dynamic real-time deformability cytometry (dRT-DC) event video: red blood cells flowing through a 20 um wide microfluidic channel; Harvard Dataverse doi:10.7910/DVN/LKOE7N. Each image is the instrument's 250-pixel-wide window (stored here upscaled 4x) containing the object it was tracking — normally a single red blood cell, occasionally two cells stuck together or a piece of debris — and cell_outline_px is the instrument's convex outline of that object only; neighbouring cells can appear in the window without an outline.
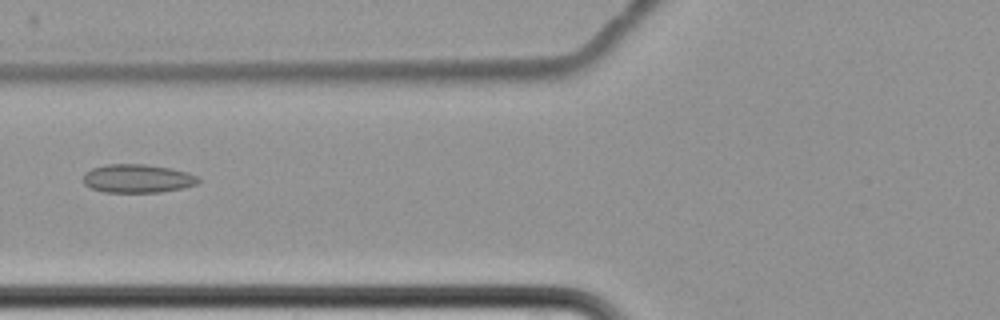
{"species": "common noctule bat (a hibernating species)", "species_latin": "Nyctalus noctula", "temperature_condition": "cold", "stored_images_in_passage": 11, "camera_frame_rate_fps": 3000, "um_per_image_px": 0.085, "animal": {"sex": "female", "body_mass_g": 22.7, "forearm_length_mm": 54.2}, "frame": {"image": 1, "passage_image": 7, "time_ms": 8.333, "image_size_px": [1000, 320], "cell_outline_px": [[200, 180], [196, 184], [184, 188], [160, 192], [104, 192], [92, 188], [84, 184], [84, 172], [92, 168], [108, 164], [144, 164], [172, 168], [188, 172], [200, 176]], "centroid_in_image_um": [11.73, 15.17], "position_along_channel_um": 114.1, "area_um2": 19.25}}
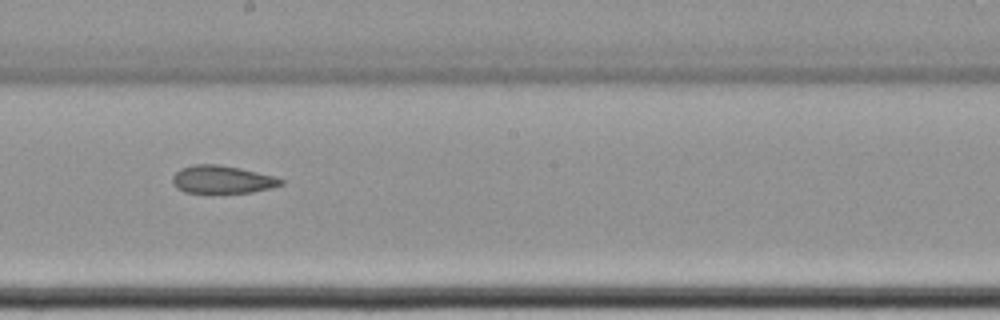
{"frame": {"image": 2, "passage_image": 10, "time_ms": 11.667, "image_size_px": [1000, 320], "cell_outline_px": [[284, 184], [272, 188], [252, 192], [184, 192], [176, 188], [172, 184], [172, 176], [180, 168], [192, 164], [216, 164], [240, 168], [276, 176], [284, 180]], "centroid_in_image_um": [18.89, 15.25], "position_along_channel_um": 229.3, "area_um2": 17.69}}
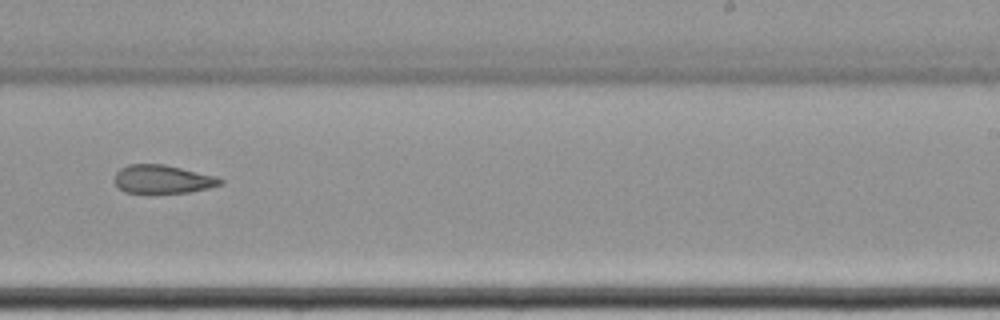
{"frame": {"image": 3, "passage_image": 11, "time_ms": 13.0, "image_size_px": [1000, 320], "cell_outline_px": [[224, 184], [208, 188], [188, 192], [124, 192], [112, 180], [116, 172], [120, 168], [128, 164], [164, 164], [216, 176], [224, 180]], "centroid_in_image_um": [13.82, 15.22], "position_along_channel_um": 275.2, "area_um2": 17.46}}